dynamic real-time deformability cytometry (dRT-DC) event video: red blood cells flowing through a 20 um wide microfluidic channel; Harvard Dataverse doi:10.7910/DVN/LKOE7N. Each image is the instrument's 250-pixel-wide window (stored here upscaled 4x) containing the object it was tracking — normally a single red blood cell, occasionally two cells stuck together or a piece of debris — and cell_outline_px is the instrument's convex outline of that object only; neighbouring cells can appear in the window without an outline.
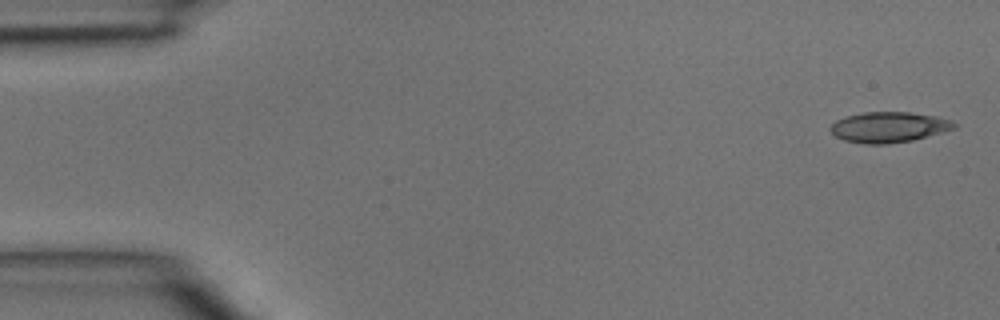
{"species": "common noctule bat (a hibernating species)", "species_latin": "Nyctalus noctula", "temperature_condition": "room temperature", "stored_images_in_passage": 3, "camera_frame_rate_fps": 3000, "um_per_image_px": 0.085, "animal": {"sex": "male", "body_mass_g": 15.6}, "frame": {"image": 1, "passage_image": 1, "time_ms": 0.0, "image_size_px": [1000, 320], "cell_outline_px": [[960, 124], [956, 128], [944, 132], [912, 140], [888, 144], [864, 144], [844, 140], [836, 136], [828, 128], [836, 120], [844, 116], [864, 112], [908, 112], [936, 116], [952, 120]], "centroid_in_image_um": [75.58, 10.8], "position_along_channel_um": 9.4, "area_um2": 22.25}}